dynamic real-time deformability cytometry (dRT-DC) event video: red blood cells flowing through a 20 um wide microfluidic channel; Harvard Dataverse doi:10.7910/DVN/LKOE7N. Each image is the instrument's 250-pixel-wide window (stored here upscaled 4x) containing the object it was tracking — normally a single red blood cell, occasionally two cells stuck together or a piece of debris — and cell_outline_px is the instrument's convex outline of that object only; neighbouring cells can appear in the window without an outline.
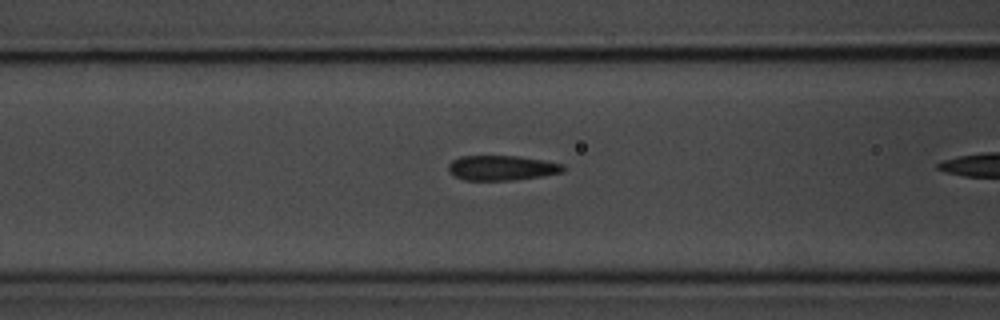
{"species": "common noctule bat (a hibernating species)", "species_latin": "Nyctalus noctula", "temperature_condition": "room temperature", "stored_images_in_passage": 15, "camera_frame_rate_fps": 3000, "um_per_image_px": 0.085, "animal": {"sex": "male", "body_mass_g": 20.1, "forearm_length_mm": 53.5}, "frame": {"image": 1, "passage_image": 3, "time_ms": 0.667, "image_size_px": [1000, 320], "cell_outline_px": [[564, 172], [540, 176], [512, 180], [464, 180], [448, 172], [448, 164], [452, 160], [460, 156], [520, 156], [544, 160], [564, 164]], "centroid_in_image_um": [42.64, 14.26], "position_along_channel_um": 124.0, "area_um2": 16.7}}